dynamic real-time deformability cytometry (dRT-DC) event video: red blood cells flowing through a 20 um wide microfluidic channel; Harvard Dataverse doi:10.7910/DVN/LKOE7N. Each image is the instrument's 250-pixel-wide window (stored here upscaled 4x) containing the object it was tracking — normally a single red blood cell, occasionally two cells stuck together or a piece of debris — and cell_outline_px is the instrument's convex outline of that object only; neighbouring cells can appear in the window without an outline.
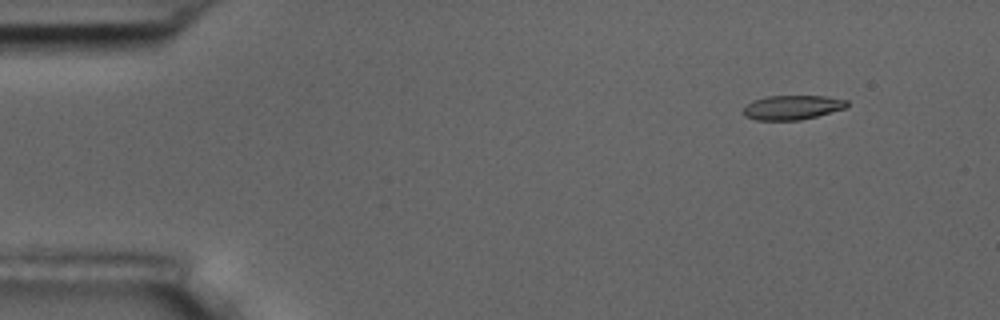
{"species": "common noctule bat (a hibernating species)", "species_latin": "Nyctalus noctula", "temperature_condition": "room temperature", "stored_images_in_passage": 4, "camera_frame_rate_fps": 3000, "um_per_image_px": 0.085, "animal": {"sex": "male", "body_mass_g": 17.5, "forearm_length_mm": 52.3}, "frame": {"image": 1, "passage_image": 1, "time_ms": 0.0, "image_size_px": [1000, 320], "cell_outline_px": [[848, 104], [844, 108], [816, 116], [800, 120], [756, 120], [744, 116], [740, 112], [752, 100], [768, 96], [824, 96], [848, 100]], "centroid_in_image_um": [67.29, 9.13], "position_along_channel_um": 17.7, "area_um2": 14.68}}
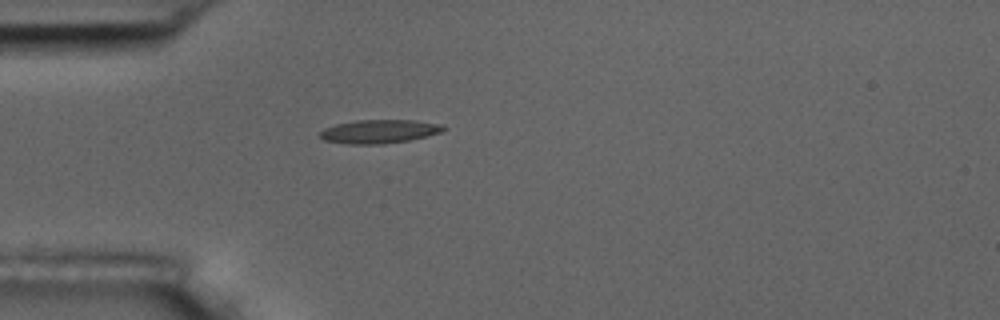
{"frame": {"image": 2, "passage_image": 4, "time_ms": 3.333, "image_size_px": [1000, 320], "cell_outline_px": [[448, 128], [440, 132], [408, 140], [384, 144], [348, 144], [324, 140], [320, 136], [320, 132], [324, 128], [336, 124], [356, 120], [412, 120], [444, 124]], "centroid_in_image_um": [32.24, 11.17], "position_along_channel_um": 52.8, "area_um2": 16.94}}